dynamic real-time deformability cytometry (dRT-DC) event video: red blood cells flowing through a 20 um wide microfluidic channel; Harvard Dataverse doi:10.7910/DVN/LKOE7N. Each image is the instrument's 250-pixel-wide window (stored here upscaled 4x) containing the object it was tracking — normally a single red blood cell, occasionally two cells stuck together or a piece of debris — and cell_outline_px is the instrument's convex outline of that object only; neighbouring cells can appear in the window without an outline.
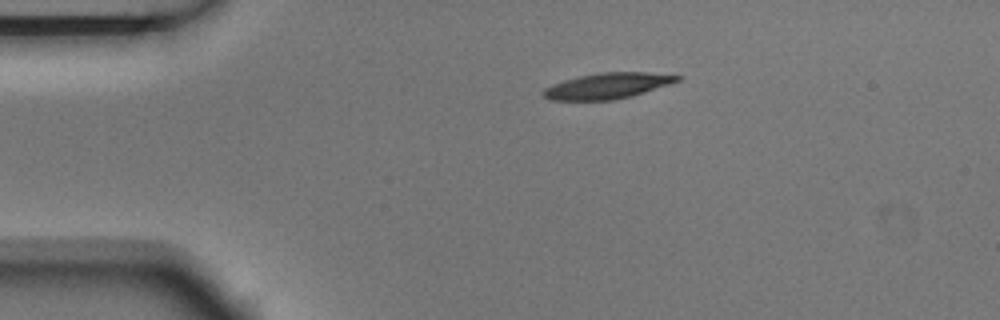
{"species": "Egyptian fruit bat (a non-hibernating species)", "species_latin": "Rousettus aegyptiacus", "temperature_condition": "room temperature", "stored_images_in_passage": 4, "camera_frame_rate_fps": 3000, "um_per_image_px": 0.085, "animal": {"sex": "male"}, "frame": {"image": 1, "passage_image": 1, "time_ms": 0.0, "image_size_px": [1000, 320], "cell_outline_px": [[684, 76], [680, 80], [632, 96], [612, 100], [548, 100], [540, 92], [544, 88], [552, 84], [564, 80], [580, 76], [600, 72], [648, 72]], "centroid_in_image_um": [51.61, 7.29], "position_along_channel_um": 33.4, "area_um2": 20.11}}
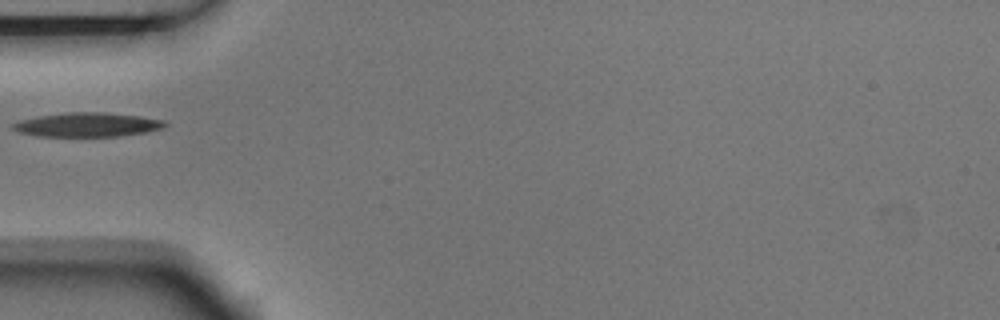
{"frame": {"image": 2, "passage_image": 3, "time_ms": 0.667, "image_size_px": [1000, 320], "cell_outline_px": [[168, 124], [164, 128], [144, 132], [116, 136], [36, 136], [16, 132], [12, 128], [12, 124], [20, 120], [40, 116], [68, 112], [104, 112], [140, 116], [164, 120]], "centroid_in_image_um": [7.41, 10.6], "position_along_channel_um": 77.6, "area_um2": 21.33}}
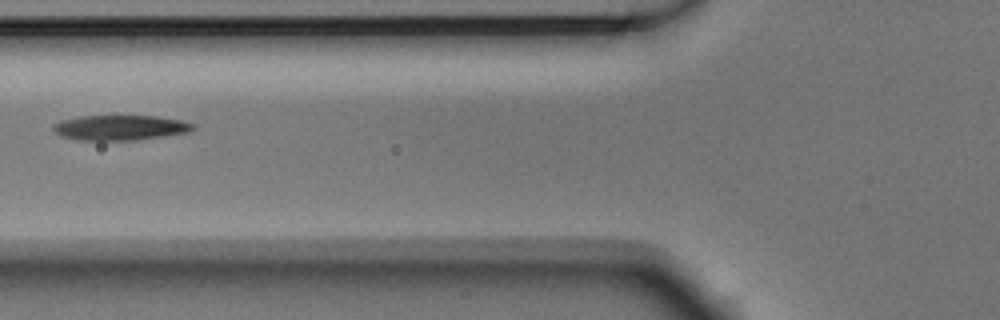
{"frame": {"image": 3, "passage_image": 4, "time_ms": 1.0, "image_size_px": [1000, 320], "cell_outline_px": [[196, 128], [188, 132], [164, 136], [136, 140], [76, 140], [60, 136], [52, 128], [52, 124], [64, 120], [80, 116], [156, 116], [180, 120], [196, 124]], "centroid_in_image_um": [10.22, 10.85], "position_along_channel_um": 115.6, "area_um2": 20.46}}